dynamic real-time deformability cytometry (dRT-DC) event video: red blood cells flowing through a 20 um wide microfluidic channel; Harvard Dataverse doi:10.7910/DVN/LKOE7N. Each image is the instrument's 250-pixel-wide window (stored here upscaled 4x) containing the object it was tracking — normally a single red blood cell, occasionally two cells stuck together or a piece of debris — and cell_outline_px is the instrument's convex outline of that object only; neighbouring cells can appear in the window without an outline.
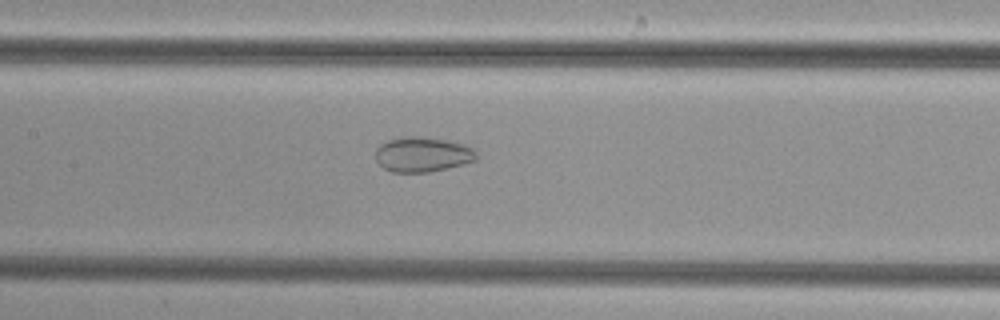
{"species": "common noctule bat (a hibernating species)", "species_latin": "Nyctalus noctula", "temperature_condition": "cold", "stored_images_in_passage": 11, "camera_frame_rate_fps": 3000, "um_per_image_px": 0.085, "animal": {"sex": "female", "body_mass_g": 29.2, "forearm_length_mm": 56.3}, "frame": {"image": 1, "passage_image": 10, "time_ms": 3.0, "image_size_px": [1000, 320], "cell_outline_px": [[476, 160], [428, 172], [392, 172], [384, 168], [376, 160], [376, 148], [380, 144], [388, 140], [412, 136], [416, 136], [444, 140], [464, 144], [472, 148], [476, 152]], "centroid_in_image_um": [35.88, 13.13], "position_along_channel_um": 171.5, "area_um2": 20.11}}